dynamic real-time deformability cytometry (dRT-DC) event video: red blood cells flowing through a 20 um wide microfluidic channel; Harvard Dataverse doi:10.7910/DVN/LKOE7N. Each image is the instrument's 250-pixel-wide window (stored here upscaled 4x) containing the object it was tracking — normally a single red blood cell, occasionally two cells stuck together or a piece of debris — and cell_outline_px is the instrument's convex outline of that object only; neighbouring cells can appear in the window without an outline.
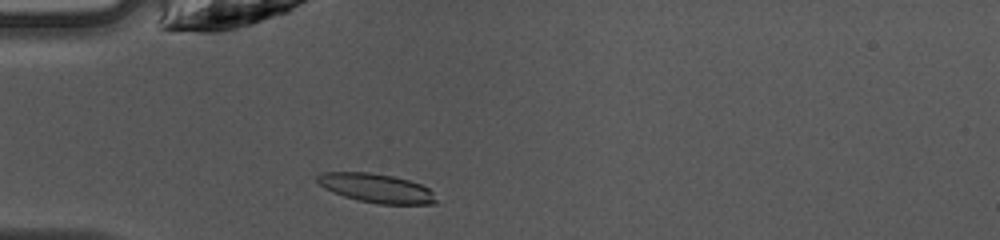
{"species": "common noctule bat (a hibernating species)", "species_latin": "Nyctalus noctula", "temperature_condition": "warm", "stored_images_in_passage": 37, "camera_frame_rate_fps": 3000, "um_per_image_px": 0.085, "animal": {"sex": "female", "body_mass_g": 10.0, "forearm_length_mm": 53.1}, "frame": {"image": 1, "passage_image": 3, "time_ms": 0.667, "image_size_px": [1000, 240], "cell_outline_px": [[436, 204], [380, 204], [360, 200], [344, 196], [332, 192], [324, 188], [316, 180], [316, 176], [324, 172], [368, 172], [392, 176], [408, 180], [420, 184], [428, 188], [432, 192], [436, 200]], "centroid_in_image_um": [31.97, 15.99], "position_along_channel_um": 53.0, "area_um2": 19.88}}
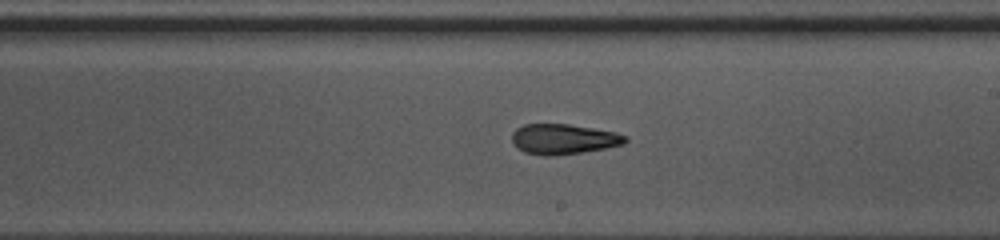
{"frame": {"image": 2, "passage_image": 17, "time_ms": 5.333, "image_size_px": [1000, 240], "cell_outline_px": [[628, 140], [624, 144], [604, 148], [580, 152], [548, 156], [544, 156], [524, 152], [516, 148], [512, 140], [512, 132], [516, 128], [524, 124], [568, 124], [616, 132], [628, 136]], "centroid_in_image_um": [47.88, 11.82], "position_along_channel_um": 241.1, "area_um2": 19.94}}
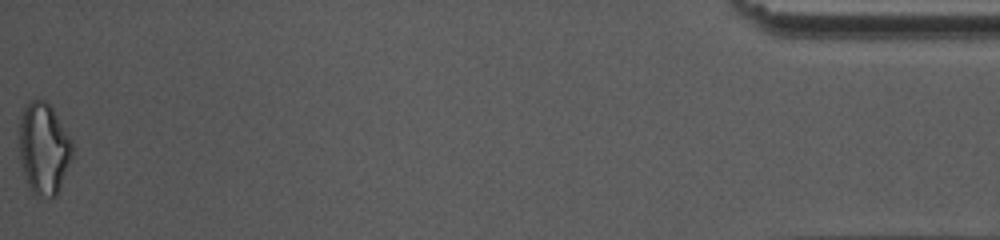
{"frame": {"image": 3, "passage_image": 37, "time_ms": 12.0, "image_size_px": [1000, 240], "cell_outline_px": [[76, 148], [60, 188], [56, 196], [32, 196], [28, 188], [20, 164], [20, 116], [24, 108], [32, 100], [44, 100], [52, 108], [72, 140]], "centroid_in_image_um": [3.73, 12.67], "position_along_channel_um": 431.5, "area_um2": 28.67}, "authors_computed_cell_mechanics": {"area_um2": 19.9988, "velocity_mm_per_s": 4.212, "shape_relaxation_time_tau1_ms": 5.6407, "shape_relaxation_time_tau2_ms": 3.0024, "deformation_change_tau1": 0.1951, "deformation_change_tau2": 0.1037}}